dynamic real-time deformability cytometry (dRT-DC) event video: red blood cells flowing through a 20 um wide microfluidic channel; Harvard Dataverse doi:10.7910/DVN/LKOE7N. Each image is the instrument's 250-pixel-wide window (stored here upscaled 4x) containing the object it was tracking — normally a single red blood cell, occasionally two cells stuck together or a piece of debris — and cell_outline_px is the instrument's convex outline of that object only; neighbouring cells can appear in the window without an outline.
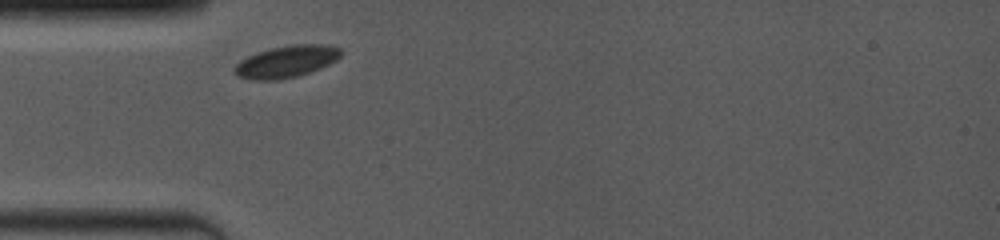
{"species": "common noctule bat (a hibernating species)", "species_latin": "Nyctalus noctula", "temperature_condition": "room temperature", "stored_images_in_passage": 4, "camera_frame_rate_fps": 4000, "um_per_image_px": 0.085, "animal": {"sex": "female", "body_mass_g": 19.0, "forearm_length_mm": 53.3}, "frame": {"image": 1, "passage_image": 1, "time_ms": 0.0, "image_size_px": [1000, 240], "cell_outline_px": [[344, 52], [336, 60], [320, 68], [296, 76], [276, 80], [252, 80], [240, 76], [232, 72], [232, 68], [240, 60], [256, 52], [272, 48], [292, 44], [324, 44], [340, 48]], "centroid_in_image_um": [24.33, 5.22], "position_along_channel_um": 60.7, "area_um2": 19.77}}
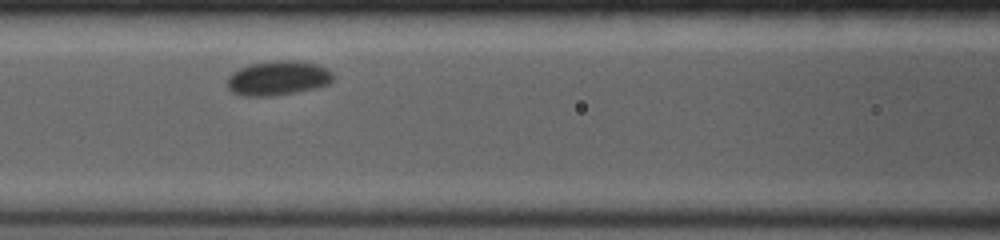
{"frame": {"image": 2, "passage_image": 3, "time_ms": 2.25, "image_size_px": [1000, 240], "cell_outline_px": [[336, 76], [328, 84], [316, 88], [296, 92], [272, 96], [240, 96], [232, 92], [228, 88], [228, 76], [232, 72], [240, 68], [252, 64], [276, 60], [292, 60], [316, 64], [328, 68]], "centroid_in_image_um": [23.65, 6.64], "position_along_channel_um": 143.0, "area_um2": 21.39}}
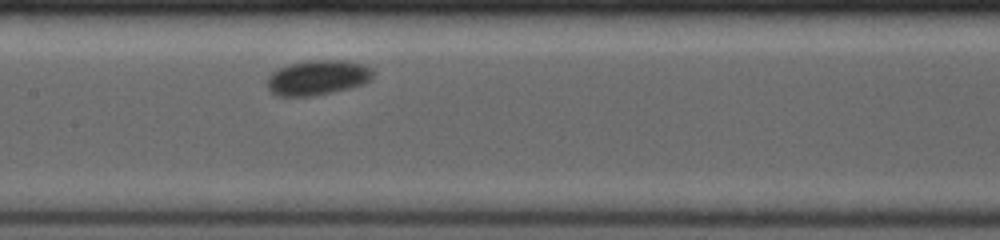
{"frame": {"image": 3, "passage_image": 4, "time_ms": 3.25, "image_size_px": [1000, 240], "cell_outline_px": [[372, 76], [364, 84], [332, 92], [312, 96], [276, 96], [268, 88], [268, 76], [272, 72], [288, 64], [312, 60], [344, 60], [364, 64], [372, 68]], "centroid_in_image_um": [26.99, 6.59], "position_along_channel_um": 180.4, "area_um2": 21.44}}